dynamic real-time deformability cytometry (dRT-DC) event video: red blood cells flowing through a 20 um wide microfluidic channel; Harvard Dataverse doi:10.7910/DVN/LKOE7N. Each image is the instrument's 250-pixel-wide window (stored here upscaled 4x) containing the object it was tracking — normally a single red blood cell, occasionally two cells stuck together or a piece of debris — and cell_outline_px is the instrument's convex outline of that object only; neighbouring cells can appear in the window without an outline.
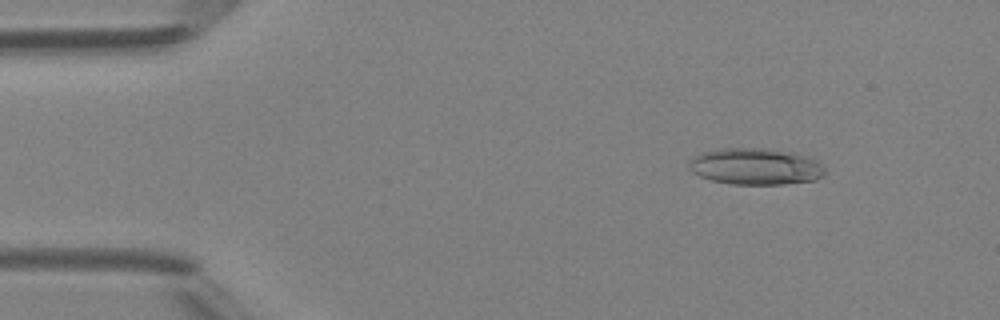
{"species": "Egyptian fruit bat (a non-hibernating species)", "species_latin": "Rousettus aegyptiacus", "temperature_condition": "room temperature", "stored_images_in_passage": 48, "camera_frame_rate_fps": 3000, "um_per_image_px": 0.085, "animal": {"sex": "female"}, "frame": {"image": 1, "passage_image": 6, "time_ms": 1.667, "image_size_px": [1000, 320], "cell_outline_px": [[824, 176], [816, 180], [784, 184], [732, 184], [712, 180], [700, 176], [692, 172], [688, 168], [688, 164], [696, 156], [704, 152], [724, 148], [768, 148], [792, 152], [808, 156], [820, 160], [824, 168]], "centroid_in_image_um": [64.29, 14.15], "position_along_channel_um": 20.7, "area_um2": 29.07}}
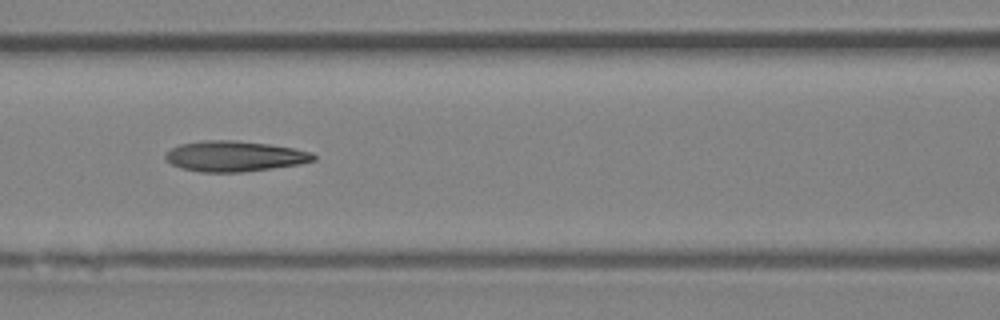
{"frame": {"image": 2, "passage_image": 21, "time_ms": 6.667, "image_size_px": [1000, 320], "cell_outline_px": [[316, 160], [300, 164], [244, 172], [200, 172], [180, 168], [164, 160], [164, 156], [172, 148], [180, 144], [208, 140], [232, 140], [268, 144], [292, 148], [312, 152], [316, 156]], "centroid_in_image_um": [19.93, 13.29], "position_along_channel_um": 146.7, "area_um2": 26.3}}
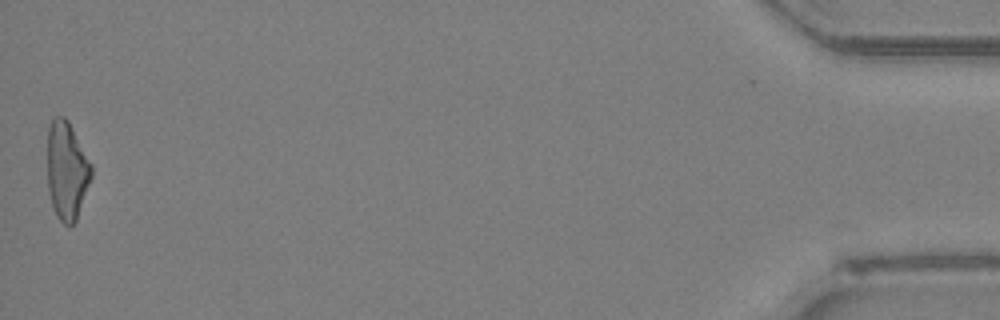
{"frame": {"image": 3, "passage_image": 48, "time_ms": 15.667, "image_size_px": [1000, 320], "cell_outline_px": [[92, 176], [76, 220], [68, 228], [56, 216], [52, 208], [48, 192], [48, 128], [52, 116], [64, 116], [68, 120], [92, 164]], "centroid_in_image_um": [5.67, 14.5], "position_along_channel_um": 429.5, "area_um2": 25.37}, "authors_computed_cell_mechanics": {"area_um2": 26.0678, "velocity_mm_per_s": 4.2497, "shape_relaxation_time_tau1_ms": 7.3486, "shape_relaxation_time_tau2_ms": 2.8706, "deformation_change_tau1": 0.2139, "deformation_change_tau2": 0.131}}